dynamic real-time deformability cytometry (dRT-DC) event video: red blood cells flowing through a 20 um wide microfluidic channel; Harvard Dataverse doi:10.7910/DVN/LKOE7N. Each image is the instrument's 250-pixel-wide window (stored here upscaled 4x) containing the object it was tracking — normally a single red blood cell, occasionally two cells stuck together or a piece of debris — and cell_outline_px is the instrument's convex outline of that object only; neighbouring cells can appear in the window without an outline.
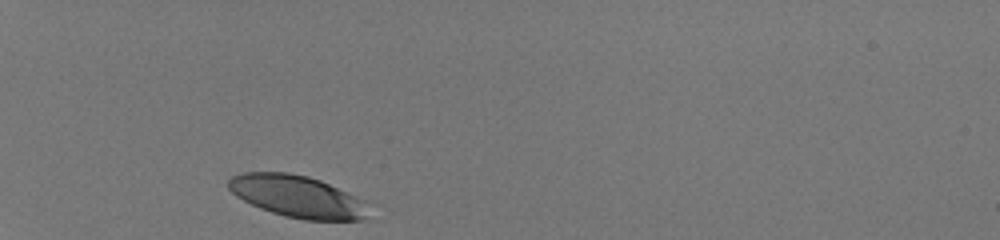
{"species": "human", "species_latin": "Homo sapiens", "temperature_condition": "room temperature", "stored_images_in_passage": 30, "camera_frame_rate_fps": 3000, "um_per_image_px": 0.085, "donor": {"sex": "male"}, "frame": {"image": 1, "passage_image": 1, "time_ms": 0.0, "image_size_px": [1000, 240], "cell_outline_px": [[364, 216], [360, 220], [304, 220], [284, 216], [260, 208], [236, 196], [228, 188], [228, 180], [232, 176], [244, 172], [288, 172], [308, 176], [320, 180], [356, 196], [364, 200]], "centroid_in_image_um": [25.21, 16.68], "position_along_channel_um": 59.8, "area_um2": 33.87}}
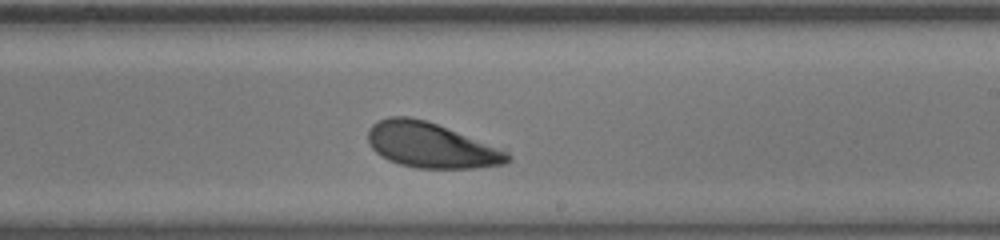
{"frame": {"image": 2, "passage_image": 18, "time_ms": 5.667, "image_size_px": [1000, 240], "cell_outline_px": [[512, 160], [504, 164], [476, 168], [416, 168], [400, 164], [388, 160], [380, 156], [368, 144], [368, 128], [372, 124], [388, 116], [408, 116], [424, 120], [436, 124], [508, 152], [512, 156]], "centroid_in_image_um": [36.59, 12.36], "position_along_channel_um": 252.4, "area_um2": 36.41}}
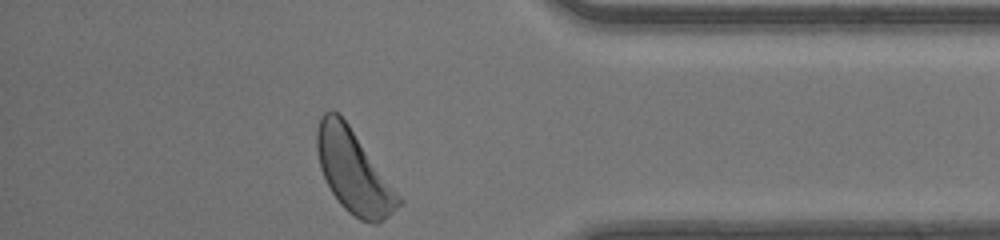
{"frame": {"image": 3, "passage_image": 30, "time_ms": 9.667, "image_size_px": [1000, 240], "cell_outline_px": [[404, 200], [388, 216], [376, 224], [372, 224], [360, 220], [348, 212], [340, 204], [332, 192], [320, 168], [316, 148], [316, 128], [320, 116], [324, 112], [332, 108], [348, 124]], "centroid_in_image_um": [30.04, 14.57], "position_along_channel_um": 405.2, "area_um2": 39.07}, "authors_computed_cell_mechanics": {"area_um2": 36.703, "velocity_mm_per_s": 4.1011, "shape_relaxation_time_tau1_ms": 1.4071, "shape_relaxation_time_tau2_ms": 5.5144, "deformation_change_tau1": 0.1111, "deformation_change_tau2": 0.1562}}